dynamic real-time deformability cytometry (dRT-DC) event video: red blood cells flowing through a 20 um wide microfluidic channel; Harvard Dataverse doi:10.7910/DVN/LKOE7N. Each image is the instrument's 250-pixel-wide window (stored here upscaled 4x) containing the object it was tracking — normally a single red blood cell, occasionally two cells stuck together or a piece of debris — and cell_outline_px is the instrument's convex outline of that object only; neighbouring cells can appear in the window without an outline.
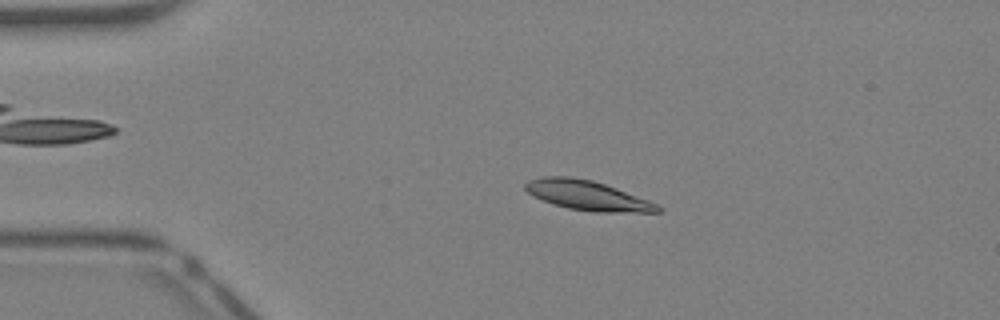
{"species": "Egyptian fruit bat (a non-hibernating species)", "species_latin": "Rousettus aegyptiacus", "temperature_condition": "warm", "stored_images_in_passage": 39, "camera_frame_rate_fps": 3000, "um_per_image_px": 0.085, "animal": {"sex": "female"}, "frame": {"image": 1, "passage_image": 7, "time_ms": 2.0, "image_size_px": [1000, 320], "cell_outline_px": [[664, 208], [660, 212], [596, 212], [568, 208], [532, 196], [524, 188], [524, 184], [528, 180], [544, 176], [568, 176], [592, 180], [616, 188], [648, 200]], "centroid_in_image_um": [49.92, 16.61], "position_along_channel_um": 35.1, "area_um2": 22.66}}
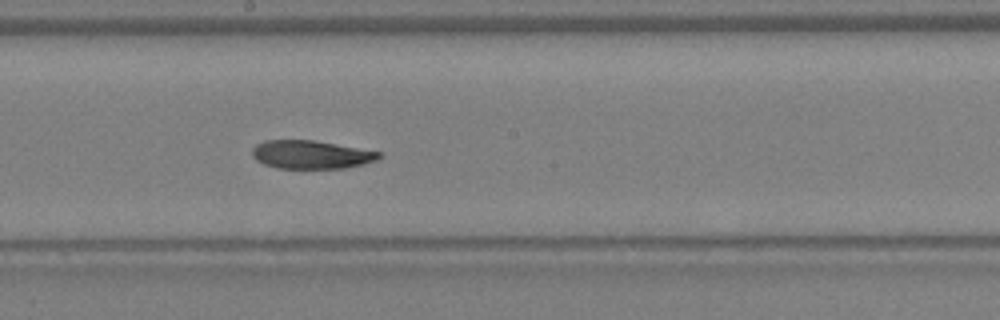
{"frame": {"image": 2, "passage_image": 21, "time_ms": 6.667, "image_size_px": [1000, 320], "cell_outline_px": [[384, 156], [376, 160], [364, 164], [344, 168], [276, 168], [264, 164], [256, 160], [252, 156], [252, 148], [256, 144], [264, 140], [312, 140], [380, 152]], "centroid_in_image_um": [26.41, 13.14], "position_along_channel_um": 221.8, "area_um2": 20.87}}
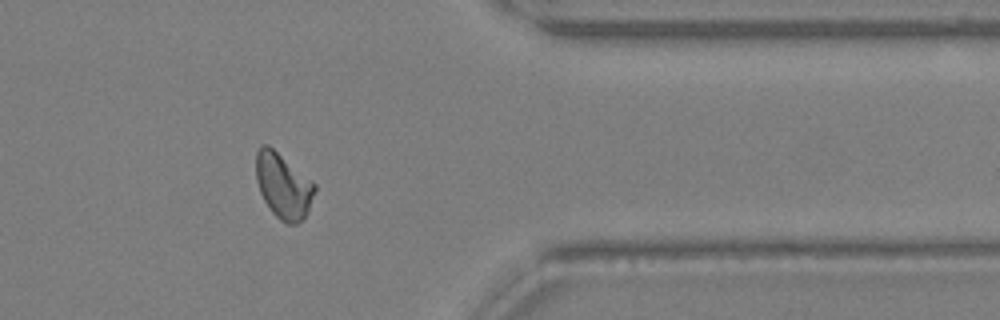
{"frame": {"image": 3, "passage_image": 32, "time_ms": 10.333, "image_size_px": [1000, 320], "cell_outline_px": [[316, 188], [308, 208], [304, 216], [296, 224], [288, 224], [280, 220], [272, 212], [264, 200], [260, 192], [256, 180], [256, 152], [260, 144], [268, 144], [312, 180], [316, 184]], "centroid_in_image_um": [24.05, 15.76], "position_along_channel_um": 387.4, "area_um2": 22.14}, "authors_computed_cell_mechanics": {"area_um2": 22.0796, "velocity_mm_per_s": 4.9505, "shape_relaxation_time_tau1_ms": 7.0572, "shape_relaxation_time_tau2_ms": 8.8344, "deformation_change_tau1": 0.2047, "deformation_change_tau2": 0.1784}}